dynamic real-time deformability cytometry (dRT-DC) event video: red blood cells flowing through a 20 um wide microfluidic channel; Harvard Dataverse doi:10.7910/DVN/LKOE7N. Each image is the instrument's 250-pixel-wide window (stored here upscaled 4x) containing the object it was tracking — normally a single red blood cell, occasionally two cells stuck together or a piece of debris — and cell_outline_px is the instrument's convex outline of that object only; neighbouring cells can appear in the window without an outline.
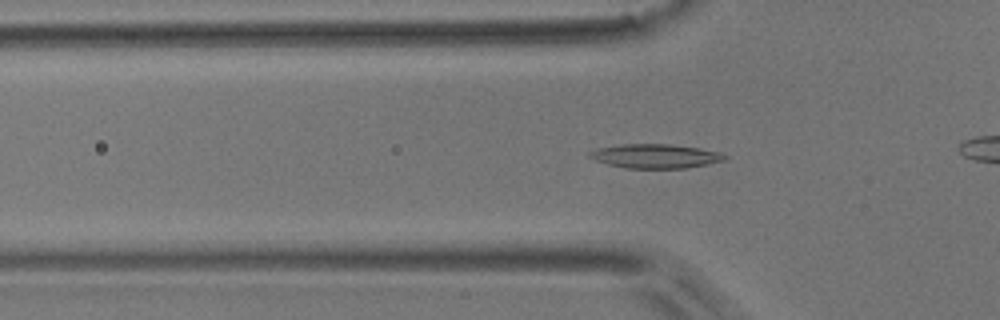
{"species": "common noctule bat (a hibernating species)", "species_latin": "Nyctalus noctula", "temperature_condition": "room temperature", "stored_images_in_passage": 55, "camera_frame_rate_fps": 3000, "um_per_image_px": 0.085, "animal": {"sex": "male", "body_mass_g": 17.9}, "frame": {"image": 1, "passage_image": 17, "time_ms": 5.333, "image_size_px": [1000, 320], "cell_outline_px": [[728, 156], [724, 160], [688, 168], [624, 168], [608, 164], [596, 160], [588, 156], [588, 152], [596, 148], [624, 144], [668, 144], [700, 148], [720, 152]], "centroid_in_image_um": [55.7, 13.27], "position_along_channel_um": 70.1, "area_um2": 18.96}}
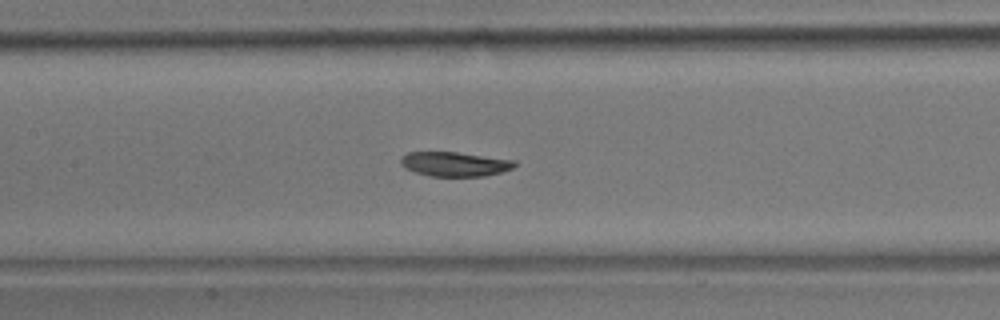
{"frame": {"image": 2, "passage_image": 25, "time_ms": 8.0, "image_size_px": [1000, 320], "cell_outline_px": [[516, 164], [512, 168], [500, 172], [484, 176], [428, 176], [404, 168], [400, 164], [400, 160], [408, 152], [456, 152], [516, 160]], "centroid_in_image_um": [38.64, 13.94], "position_along_channel_um": 168.8, "area_um2": 16.13}}
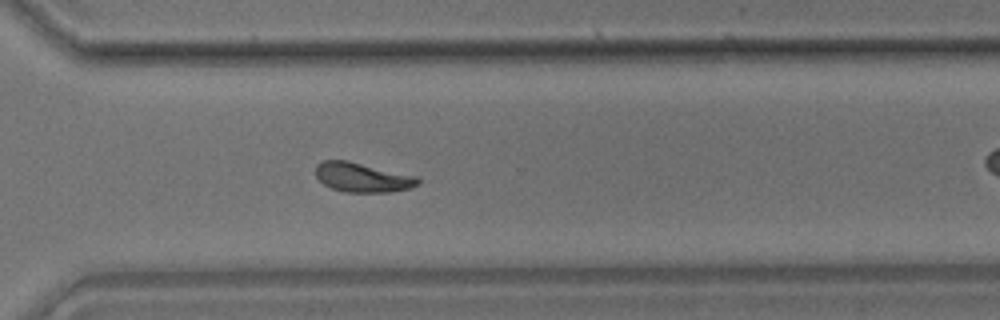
{"frame": {"image": 3, "passage_image": 39, "time_ms": 12.667, "image_size_px": [1000, 320], "cell_outline_px": [[420, 184], [408, 188], [392, 192], [344, 192], [332, 188], [324, 184], [316, 176], [316, 164], [324, 160], [348, 160], [420, 176]], "centroid_in_image_um": [30.85, 15.07], "position_along_channel_um": 339.7, "area_um2": 17.8}, "authors_computed_cell_mechanics": {"area_um2": 17.4556, "velocity_mm_per_s": 3.6723, "shape_relaxation_time_tau1_ms": 3.6386, "shape_relaxation_time_tau2_ms": 7.8574, "deformation_change_tau1": 0.1222, "deformation_change_tau2": 0.1176}}